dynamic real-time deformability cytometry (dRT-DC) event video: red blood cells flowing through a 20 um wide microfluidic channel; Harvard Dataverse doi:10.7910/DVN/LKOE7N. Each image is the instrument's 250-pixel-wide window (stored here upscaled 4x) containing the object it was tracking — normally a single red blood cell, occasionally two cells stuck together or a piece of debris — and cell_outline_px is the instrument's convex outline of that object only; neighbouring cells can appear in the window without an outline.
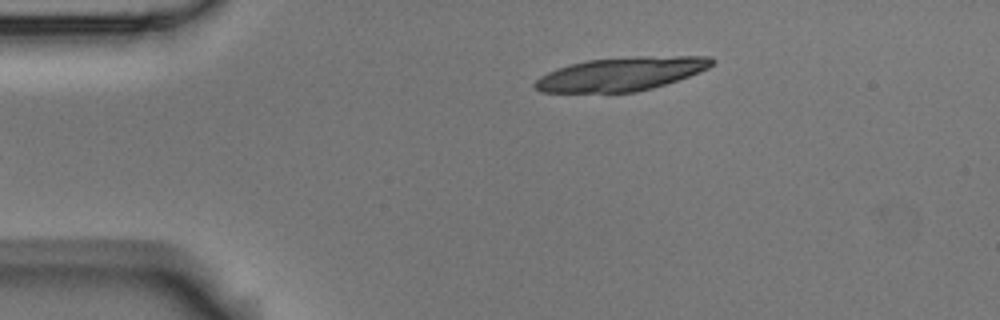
{"species": "Egyptian fruit bat (a non-hibernating species)", "species_latin": "Rousettus aegyptiacus", "temperature_condition": "room temperature", "stored_images_in_passage": 5, "camera_frame_rate_fps": 3000, "um_per_image_px": 0.085, "animal": {"sex": "male"}, "frame": {"image": 1, "passage_image": 5, "time_ms": 1.333, "image_size_px": [1000, 320], "cell_outline_px": [[716, 60], [708, 68], [700, 72], [652, 88], [636, 92], [540, 92], [532, 84], [540, 76], [556, 68], [568, 64], [588, 60], [632, 56], [712, 56]], "centroid_in_image_um": [52.79, 6.27], "position_along_channel_um": 32.2, "area_um2": 34.68}}